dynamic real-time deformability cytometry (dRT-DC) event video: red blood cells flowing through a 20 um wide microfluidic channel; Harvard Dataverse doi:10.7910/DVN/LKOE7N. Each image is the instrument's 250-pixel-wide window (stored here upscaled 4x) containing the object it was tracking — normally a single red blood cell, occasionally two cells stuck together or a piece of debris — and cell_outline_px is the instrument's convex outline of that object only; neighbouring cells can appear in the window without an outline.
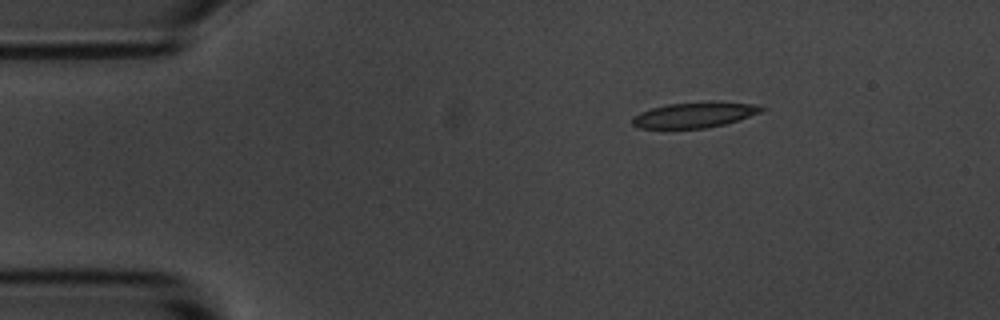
{"species": "common noctule bat (a hibernating species)", "species_latin": "Nyctalus noctula", "temperature_condition": "room temperature", "stored_images_in_passage": 4, "segment_of_instrument_passage": [1, 2], "camera_frame_rate_fps": 3000, "um_per_image_px": 0.085, "animal": {"sex": "male", "body_mass_g": 20.1, "forearm_length_mm": 53.5}, "frame": {"image": 1, "passage_image": 1, "time_ms": 0.0, "image_size_px": [1000, 320], "cell_outline_px": [[768, 108], [760, 112], [724, 124], [704, 128], [636, 128], [632, 124], [632, 116], [640, 112], [652, 108], [668, 104], [712, 100], [756, 104]], "centroid_in_image_um": [59.03, 9.74], "position_along_channel_um": 26.0, "area_um2": 19.36}}
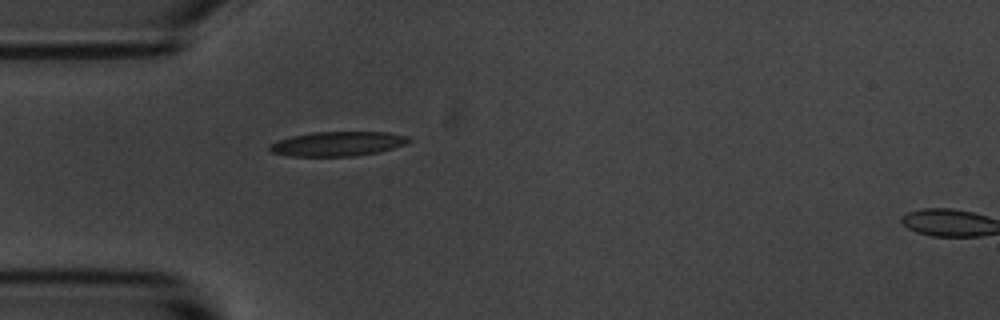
{"frame": {"image": 2, "passage_image": 3, "time_ms": 0.667, "image_size_px": [1000, 320], "cell_outline_px": [[412, 140], [404, 144], [380, 152], [356, 156], [288, 156], [272, 152], [268, 148], [268, 144], [276, 140], [292, 136], [312, 132], [388, 132], [408, 136]], "centroid_in_image_um": [28.67, 12.22], "position_along_channel_um": 56.3, "area_um2": 20.0}}